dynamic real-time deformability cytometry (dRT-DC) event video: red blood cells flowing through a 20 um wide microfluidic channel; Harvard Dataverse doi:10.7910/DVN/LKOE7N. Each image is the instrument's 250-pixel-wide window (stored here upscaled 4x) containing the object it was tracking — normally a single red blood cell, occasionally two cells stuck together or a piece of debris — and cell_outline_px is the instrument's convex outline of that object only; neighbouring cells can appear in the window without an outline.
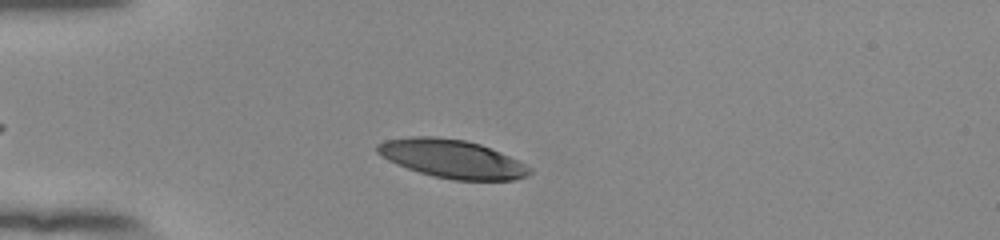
{"species": "human", "species_latin": "Homo sapiens", "temperature_condition": "room temperature", "stored_images_in_passage": 43, "camera_frame_rate_fps": 3000, "um_per_image_px": 0.085, "donor": {"sex": "female"}, "frame": {"image": 1, "passage_image": 9, "time_ms": 2.667, "image_size_px": [1000, 240], "cell_outline_px": [[532, 172], [528, 176], [512, 180], [452, 180], [432, 176], [396, 164], [388, 160], [376, 152], [376, 144], [384, 140], [412, 136], [432, 136], [464, 140], [480, 144], [500, 152], [532, 168]], "centroid_in_image_um": [38.4, 13.5], "position_along_channel_um": 46.6, "area_um2": 33.99}}
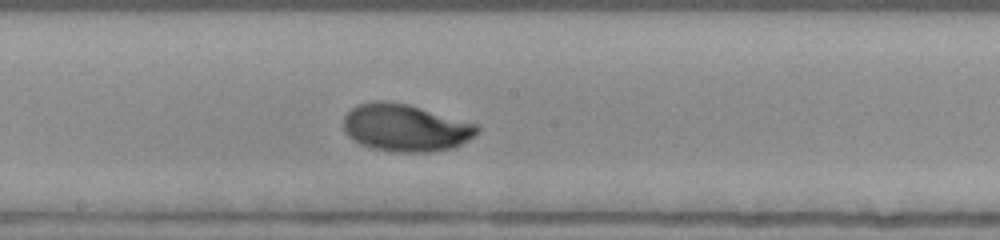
{"frame": {"image": 2, "passage_image": 24, "time_ms": 7.667, "image_size_px": [1000, 240], "cell_outline_px": [[480, 128], [468, 140], [452, 148], [436, 152], [392, 152], [372, 148], [360, 144], [352, 140], [344, 132], [344, 116], [356, 104], [372, 100], [380, 100], [408, 104], [480, 124]], "centroid_in_image_um": [34.45, 10.86], "position_along_channel_um": 213.7, "area_um2": 37.28}}
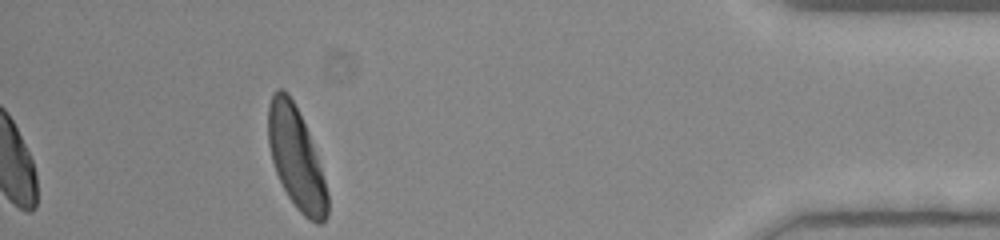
{"frame": {"image": 3, "passage_image": 43, "time_ms": 14.0, "image_size_px": [1000, 240], "cell_outline_px": [[328, 216], [320, 224], [316, 224], [304, 216], [296, 208], [288, 196], [276, 172], [272, 160], [268, 144], [268, 104], [272, 92], [276, 88], [284, 88], [288, 92], [308, 132], [328, 192]], "centroid_in_image_um": [25.15, 13.44], "position_along_channel_um": 410.1, "area_um2": 34.62}, "authors_computed_cell_mechanics": {"area_um2": 35.3736, "velocity_mm_per_s": 3.8616, "shape_relaxation_time_tau1_ms": 2.0435, "shape_relaxation_time_tau2_ms": null, "deformation_change_tau1": 0.153, "deformation_change_tau2": null}}